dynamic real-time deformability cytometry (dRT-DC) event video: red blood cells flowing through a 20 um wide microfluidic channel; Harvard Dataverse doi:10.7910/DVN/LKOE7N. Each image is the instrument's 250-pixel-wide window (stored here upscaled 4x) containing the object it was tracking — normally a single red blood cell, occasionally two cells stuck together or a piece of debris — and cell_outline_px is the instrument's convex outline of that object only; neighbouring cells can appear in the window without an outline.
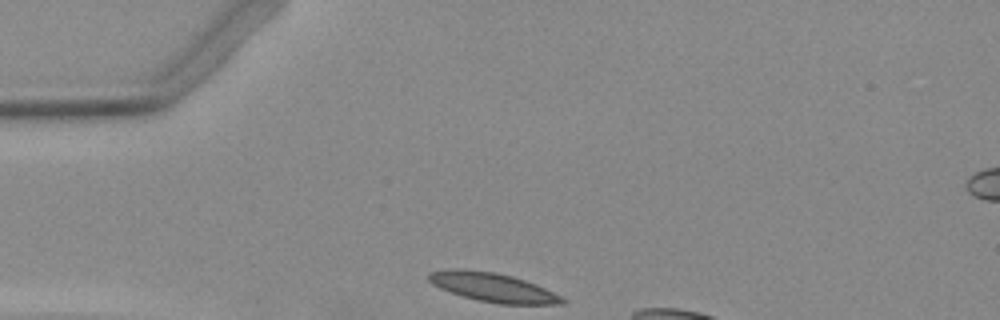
{"species": "Egyptian fruit bat (a non-hibernating species)", "species_latin": "Rousettus aegyptiacus", "temperature_condition": "warm", "stored_images_in_passage": 8, "camera_frame_rate_fps": 3000, "um_per_image_px": 0.085, "animal": {"sex": "female"}, "frame": {"image": 1, "passage_image": 1, "time_ms": 0.0, "image_size_px": [1000, 320], "cell_outline_px": [[568, 300], [564, 304], [496, 304], [476, 300], [440, 288], [432, 284], [428, 280], [428, 272], [452, 268], [464, 268], [492, 272], [512, 276], [536, 284]], "centroid_in_image_um": [41.87, 24.42], "position_along_channel_um": 43.1, "area_um2": 22.54}}
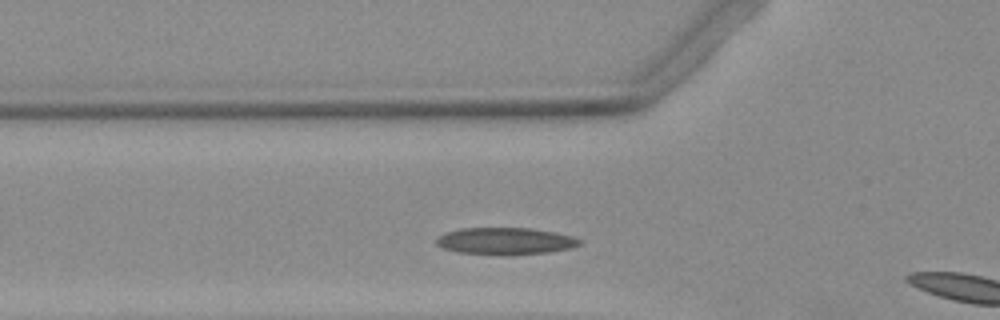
{"frame": {"image": 2, "passage_image": 6, "time_ms": 1.667, "image_size_px": [1000, 320], "cell_outline_px": [[580, 244], [572, 248], [548, 252], [460, 252], [444, 248], [436, 244], [436, 240], [444, 232], [460, 228], [532, 228], [572, 236], [580, 240]], "centroid_in_image_um": [42.95, 20.43], "position_along_channel_um": 82.9, "area_um2": 21.27}}